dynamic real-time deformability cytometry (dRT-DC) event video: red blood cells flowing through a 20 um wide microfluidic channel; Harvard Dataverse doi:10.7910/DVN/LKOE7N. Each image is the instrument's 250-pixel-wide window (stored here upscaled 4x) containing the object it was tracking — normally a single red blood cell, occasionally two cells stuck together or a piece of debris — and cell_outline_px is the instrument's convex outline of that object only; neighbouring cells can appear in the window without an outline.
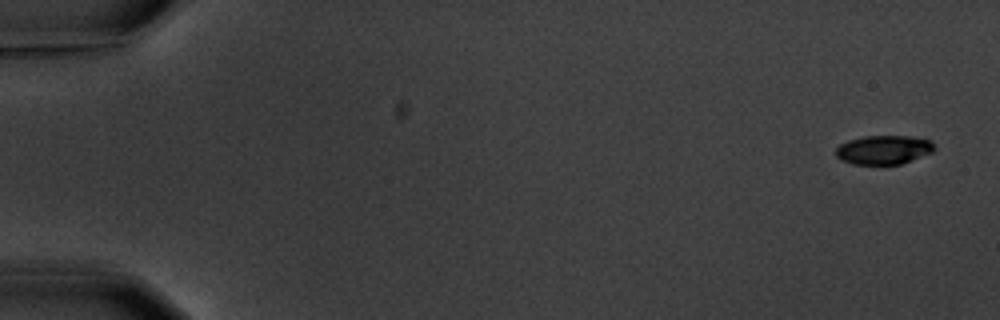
{"species": "common noctule bat (a hibernating species)", "species_latin": "Nyctalus noctula", "temperature_condition": "warm", "stored_images_in_passage": 6, "camera_frame_rate_fps": 3000, "um_per_image_px": 0.085, "animal": {"sex": "male", "body_mass_g": 20.1, "forearm_length_mm": 53.5}, "frame": {"image": 1, "passage_image": 1, "time_ms": 0.0, "image_size_px": [1000, 320], "cell_outline_px": [[936, 148], [932, 152], [900, 164], [852, 164], [840, 160], [836, 156], [836, 148], [840, 144], [848, 140], [864, 136], [912, 136], [932, 140]], "centroid_in_image_um": [75.11, 12.72], "position_along_channel_um": 9.9, "area_um2": 16.7}}
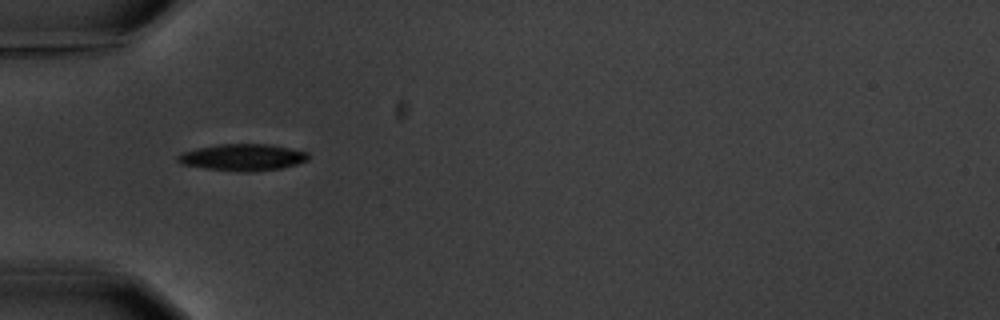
{"frame": {"image": 2, "passage_image": 5, "time_ms": 5.667, "image_size_px": [1000, 320], "cell_outline_px": [[308, 160], [296, 164], [280, 168], [248, 172], [244, 172], [204, 168], [180, 164], [176, 160], [176, 156], [180, 152], [196, 148], [216, 144], [268, 144], [308, 152]], "centroid_in_image_um": [20.55, 13.37], "position_along_channel_um": 64.4, "area_um2": 20.35}}
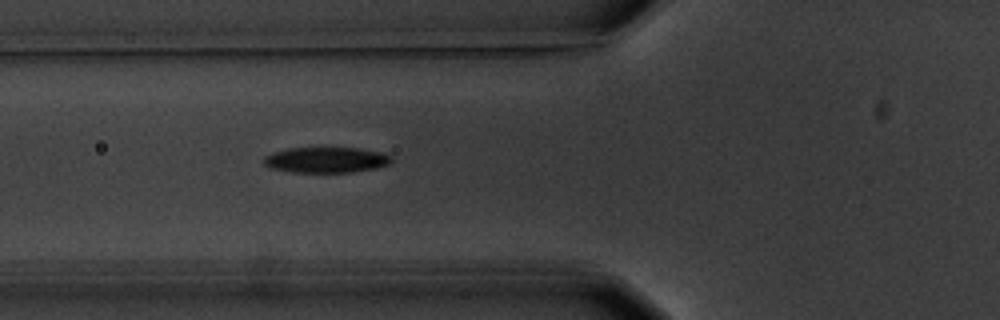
{"frame": {"image": 3, "passage_image": 6, "time_ms": 6.667, "image_size_px": [1000, 320], "cell_outline_px": [[392, 160], [388, 164], [376, 168], [352, 172], [292, 172], [272, 168], [264, 164], [264, 156], [272, 152], [288, 148], [356, 148], [380, 152], [392, 156]], "centroid_in_image_um": [27.71, 13.59], "position_along_channel_um": 98.1, "area_um2": 18.96}}